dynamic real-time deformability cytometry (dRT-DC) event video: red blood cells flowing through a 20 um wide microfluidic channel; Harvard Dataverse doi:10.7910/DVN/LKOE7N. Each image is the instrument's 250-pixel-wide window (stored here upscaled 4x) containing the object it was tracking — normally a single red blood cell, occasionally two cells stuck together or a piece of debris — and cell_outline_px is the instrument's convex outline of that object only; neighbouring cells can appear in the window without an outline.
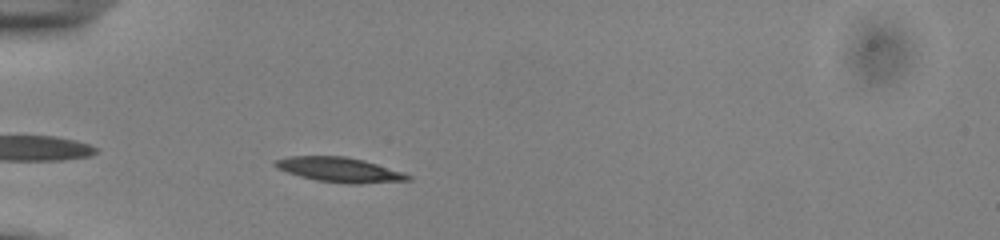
{"species": "common noctule bat (a hibernating species)", "species_latin": "Nyctalus noctula", "temperature_condition": "cold", "stored_images_in_passage": 40, "camera_frame_rate_fps": 3000, "um_per_image_px": 0.085, "animal": {"sex": "male", "body_mass_g": 13.0, "forearm_length_mm": 53.1}, "frame": {"image": 1, "passage_image": 3, "time_ms": 0.667, "image_size_px": [1000, 240], "cell_outline_px": [[412, 180], [360, 184], [348, 184], [316, 180], [300, 176], [276, 168], [272, 164], [276, 160], [288, 156], [344, 156], [364, 160], [404, 172], [412, 176]], "centroid_in_image_um": [28.89, 14.43], "position_along_channel_um": 56.1, "area_um2": 19.25}}
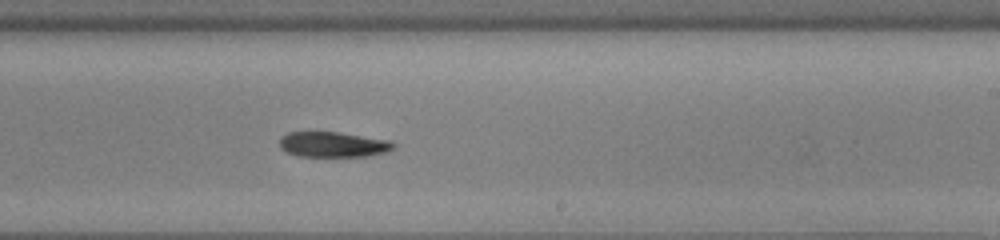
{"frame": {"image": 2, "passage_image": 20, "time_ms": 6.333, "image_size_px": [1000, 240], "cell_outline_px": [[396, 148], [384, 152], [368, 156], [300, 156], [288, 152], [280, 148], [280, 136], [288, 132], [336, 132], [388, 140], [396, 144]], "centroid_in_image_um": [28.3, 12.28], "position_along_channel_um": 260.7, "area_um2": 16.65}}
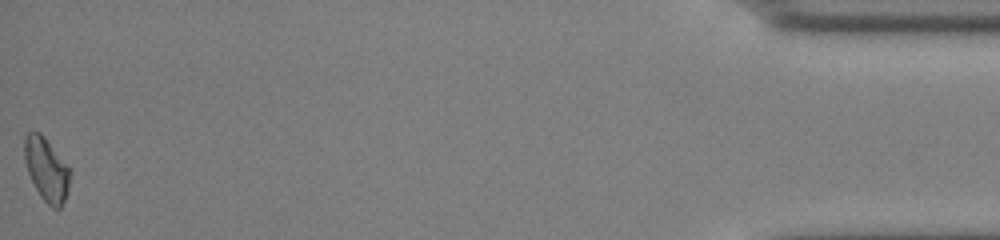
{"frame": {"image": 3, "passage_image": 40, "time_ms": 13.0, "image_size_px": [1000, 240], "cell_outline_px": [[72, 172], [68, 192], [60, 208], [52, 208], [40, 196], [28, 172], [24, 160], [24, 136], [28, 132], [40, 132], [44, 136], [68, 164]], "centroid_in_image_um": [3.98, 14.38], "position_along_channel_um": 431.2, "area_um2": 17.05}}